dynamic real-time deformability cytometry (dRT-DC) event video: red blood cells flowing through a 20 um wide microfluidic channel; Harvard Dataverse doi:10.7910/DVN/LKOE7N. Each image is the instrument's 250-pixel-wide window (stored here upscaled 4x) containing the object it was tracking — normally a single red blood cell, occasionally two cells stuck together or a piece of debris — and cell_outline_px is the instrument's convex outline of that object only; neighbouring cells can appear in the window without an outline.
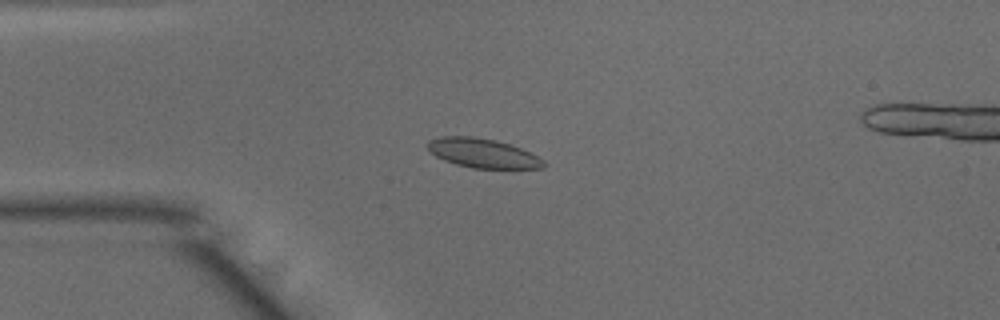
{"species": "common noctule bat (a hibernating species)", "species_latin": "Nyctalus noctula", "temperature_condition": "warm", "stored_images_in_passage": 39, "camera_frame_rate_fps": 3000, "um_per_image_px": 0.085, "animal": {"sex": "male", "body_mass_g": 15.6}, "frame": {"image": 1, "passage_image": 1, "time_ms": 0.0, "image_size_px": [1000, 320], "cell_outline_px": [[548, 164], [544, 168], [472, 168], [456, 164], [444, 160], [436, 156], [428, 148], [428, 140], [440, 136], [472, 136], [496, 140], [520, 148], [544, 160]], "centroid_in_image_um": [41.03, 13.02], "position_along_channel_um": 44.0, "area_um2": 19.65}}
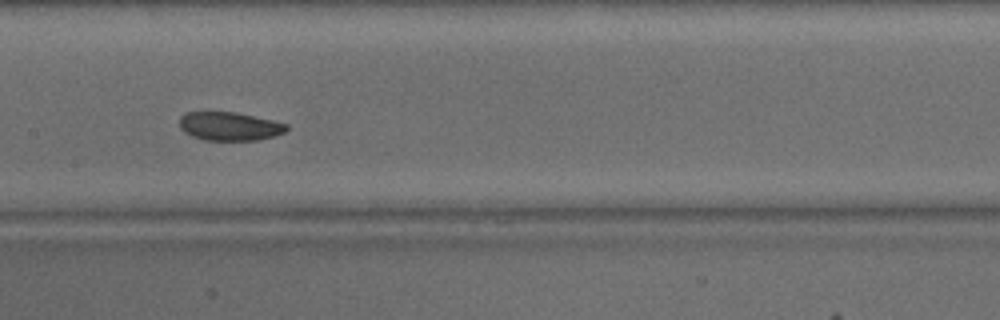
{"frame": {"image": 2, "passage_image": 13, "time_ms": 4.0, "image_size_px": [1000, 320], "cell_outline_px": [[288, 128], [284, 132], [272, 136], [256, 140], [204, 140], [192, 136], [184, 132], [180, 128], [180, 116], [188, 112], [236, 112], [272, 120], [288, 124]], "centroid_in_image_um": [19.49, 10.73], "position_along_channel_um": 187.9, "area_um2": 17.69}}
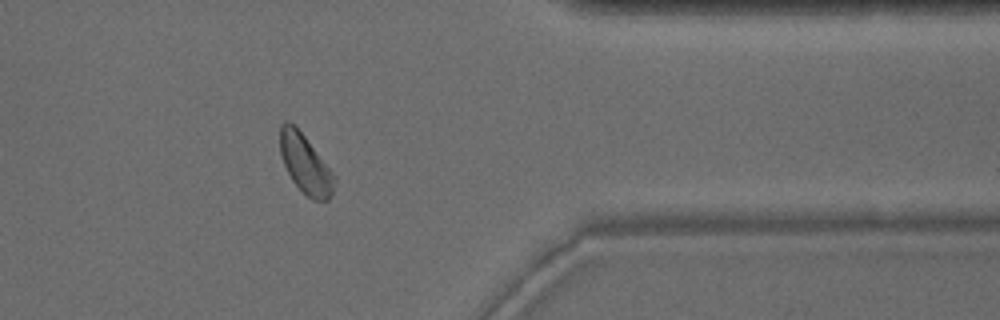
{"frame": {"image": 3, "passage_image": 29, "time_ms": 9.333, "image_size_px": [1000, 320], "cell_outline_px": [[336, 180], [332, 192], [328, 200], [312, 200], [292, 180], [284, 164], [280, 152], [280, 124], [284, 120], [288, 120], [296, 124], [336, 176]], "centroid_in_image_um": [25.95, 13.88], "position_along_channel_um": 385.5, "area_um2": 18.73}, "authors_computed_cell_mechanics": {"area_um2": 19.0162, "velocity_mm_per_s": 4.0199, "shape_relaxation_time_tau1_ms": 2.2091, "shape_relaxation_time_tau2_ms": null, "deformation_change_tau1": 0.064, "deformation_change_tau2": null}}